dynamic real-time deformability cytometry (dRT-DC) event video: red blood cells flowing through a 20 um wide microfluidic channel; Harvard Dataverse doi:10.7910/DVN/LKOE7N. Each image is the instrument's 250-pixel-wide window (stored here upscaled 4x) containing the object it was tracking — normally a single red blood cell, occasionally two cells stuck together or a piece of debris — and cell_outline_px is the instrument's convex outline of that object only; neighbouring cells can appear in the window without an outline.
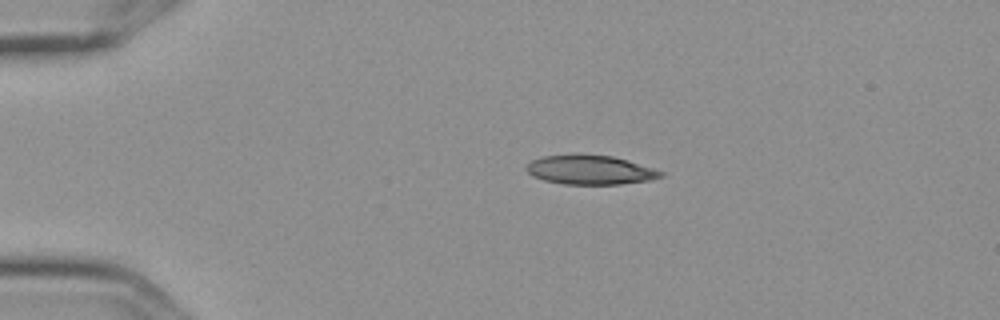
{"species": "Egyptian fruit bat (a non-hibernating species)", "species_latin": "Rousettus aegyptiacus", "temperature_condition": "cold", "stored_images_in_passage": 5, "camera_frame_rate_fps": 3000, "um_per_image_px": 0.085, "frame": {"image": 1, "passage_image": 5, "time_ms": 1.333, "image_size_px": [1000, 320], "cell_outline_px": [[664, 176], [652, 180], [620, 184], [564, 184], [544, 180], [532, 176], [524, 168], [532, 160], [544, 156], [576, 152], [580, 152], [612, 156], [628, 160], [664, 172]], "centroid_in_image_um": [50.15, 14.41], "position_along_channel_um": 34.9, "area_um2": 23.41}}